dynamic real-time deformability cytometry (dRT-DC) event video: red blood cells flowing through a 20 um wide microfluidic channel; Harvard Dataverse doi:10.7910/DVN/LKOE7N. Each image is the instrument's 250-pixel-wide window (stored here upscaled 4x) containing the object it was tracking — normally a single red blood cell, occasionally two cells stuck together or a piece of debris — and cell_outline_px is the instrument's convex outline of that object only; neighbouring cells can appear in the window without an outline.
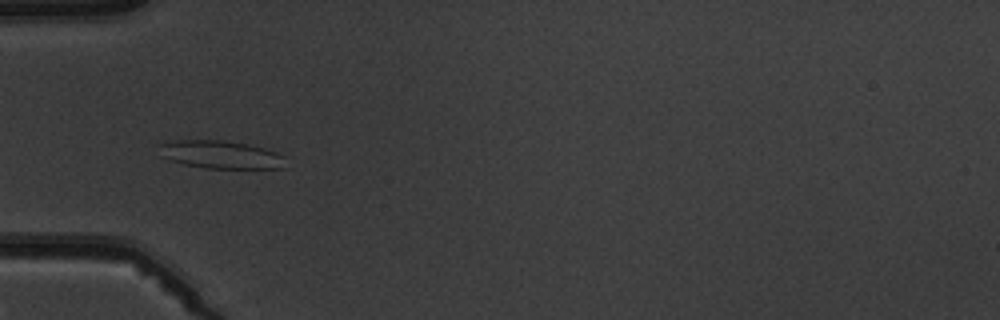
{"species": "common noctule bat (a hibernating species)", "species_latin": "Nyctalus noctula", "temperature_condition": "warm", "stored_images_in_passage": 7, "camera_frame_rate_fps": 3000, "um_per_image_px": 0.085, "animal": {"sex": "male", "body_mass_g": 19.5, "forearm_length_mm": 54.6}, "frame": {"image": 1, "passage_image": 5, "time_ms": 5.667, "image_size_px": [1000, 320], "cell_outline_px": [[284, 168], [204, 168], [184, 164], [168, 160], [160, 156], [156, 144], [176, 140], [224, 140], [264, 148], [276, 152], [284, 156]], "centroid_in_image_um": [18.67, 13.14], "position_along_channel_um": 66.3, "area_um2": 20.69}}
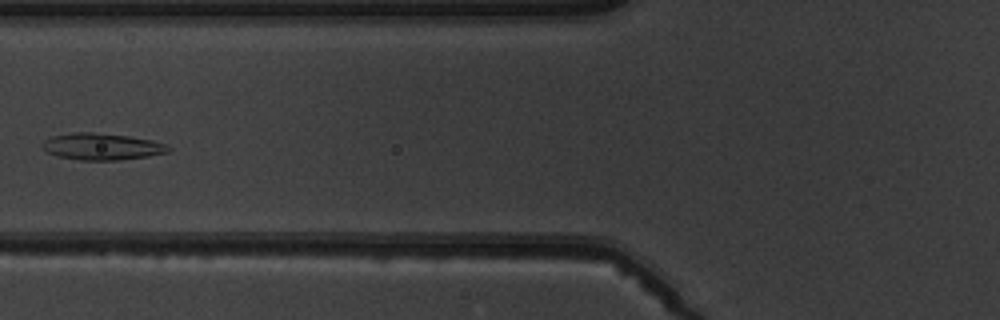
{"frame": {"image": 2, "passage_image": 6, "time_ms": 7.0, "image_size_px": [1000, 320], "cell_outline_px": [[172, 148], [168, 152], [148, 156], [120, 160], [80, 160], [56, 156], [40, 148], [44, 140], [52, 136], [72, 132], [92, 132], [128, 136], [152, 140], [164, 144]], "centroid_in_image_um": [8.62, 12.46], "position_along_channel_um": 117.2, "area_um2": 19.65}}
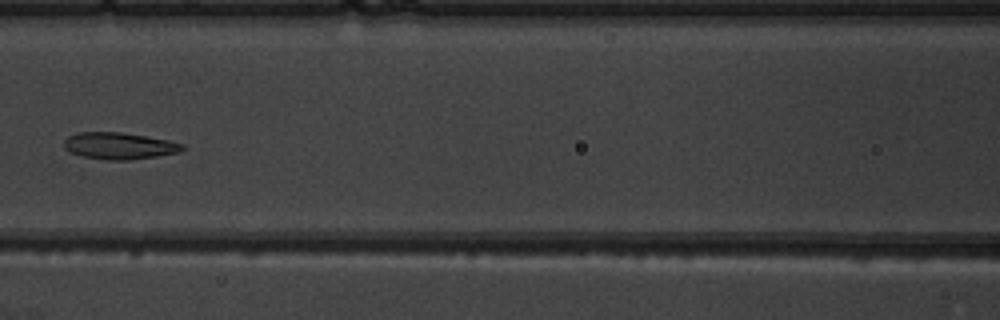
{"frame": {"image": 3, "passage_image": 7, "time_ms": 8.0, "image_size_px": [1000, 320], "cell_outline_px": [[188, 148], [180, 152], [156, 156], [128, 160], [104, 160], [80, 156], [64, 148], [64, 140], [68, 136], [76, 132], [120, 132], [168, 140], [184, 144]], "centroid_in_image_um": [10.14, 12.4], "position_along_channel_um": 156.5, "area_um2": 18.55}}